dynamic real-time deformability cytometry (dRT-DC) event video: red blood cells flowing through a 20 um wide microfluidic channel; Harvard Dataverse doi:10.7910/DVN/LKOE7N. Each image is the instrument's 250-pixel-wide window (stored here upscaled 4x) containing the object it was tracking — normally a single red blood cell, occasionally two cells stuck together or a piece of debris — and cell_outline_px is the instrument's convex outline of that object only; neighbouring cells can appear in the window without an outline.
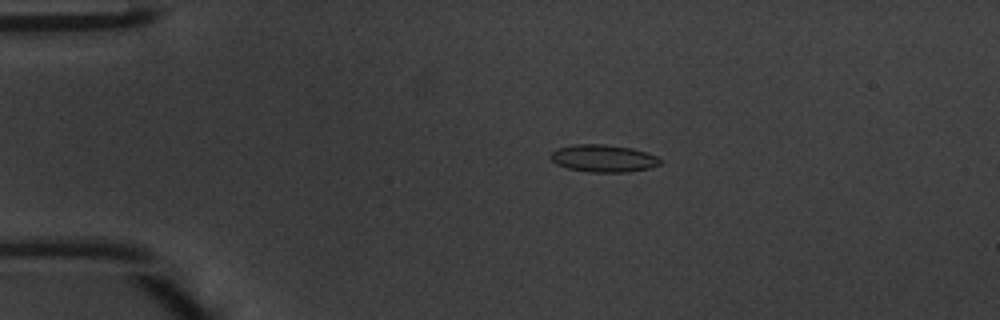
{"species": "common noctule bat (a hibernating species)", "species_latin": "Nyctalus noctula", "temperature_condition": "warm", "stored_images_in_passage": 43, "camera_frame_rate_fps": 3000, "um_per_image_px": 0.085, "animal": {"sex": "male", "body_mass_g": 20.1, "forearm_length_mm": 53.5}, "frame": {"image": 1, "passage_image": 6, "time_ms": 1.667, "image_size_px": [1000, 320], "cell_outline_px": [[660, 164], [648, 168], [628, 172], [592, 172], [568, 168], [556, 164], [548, 156], [556, 148], [572, 144], [604, 144], [632, 148], [656, 156], [660, 160]], "centroid_in_image_um": [51.23, 13.45], "position_along_channel_um": 33.8, "area_um2": 17.4}}
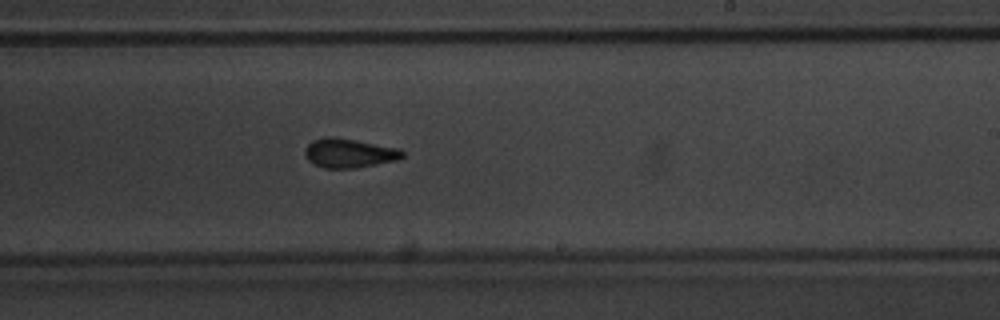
{"frame": {"image": 2, "passage_image": 25, "time_ms": 8.0, "image_size_px": [1000, 320], "cell_outline_px": [[404, 156], [400, 160], [356, 168], [324, 168], [312, 164], [304, 156], [304, 148], [312, 140], [324, 136], [336, 136], [400, 148], [404, 152]], "centroid_in_image_um": [29.67, 13.0], "position_along_channel_um": 259.3, "area_um2": 17.11}}
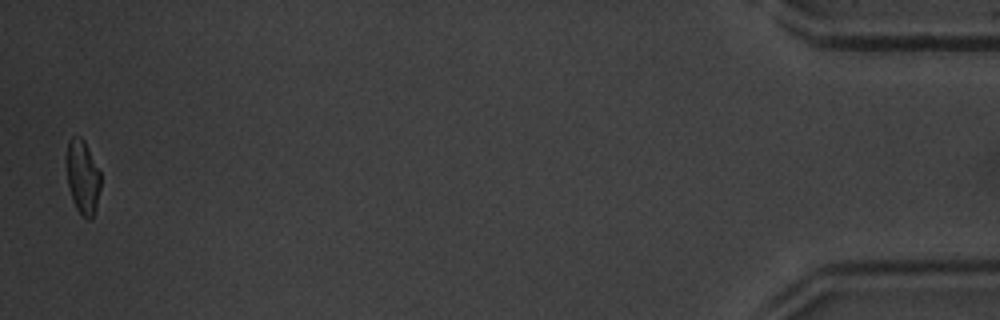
{"frame": {"image": 3, "passage_image": 43, "time_ms": 14.0, "image_size_px": [1000, 320], "cell_outline_px": [[100, 188], [96, 208], [92, 220], [88, 220], [76, 208], [72, 200], [68, 184], [68, 140], [72, 136], [80, 136], [84, 140], [100, 172]], "centroid_in_image_um": [7.05, 15.07], "position_along_channel_um": 428.1, "area_um2": 14.39}, "authors_computed_cell_mechanics": {"area_um2": 16.2418, "velocity_mm_per_s": 4.2672, "shape_relaxation_time_tau1_ms": 3.3953, "shape_relaxation_time_tau2_ms": 1.4676, "deformation_change_tau1": 0.1162, "deformation_change_tau2": 0.0603}}